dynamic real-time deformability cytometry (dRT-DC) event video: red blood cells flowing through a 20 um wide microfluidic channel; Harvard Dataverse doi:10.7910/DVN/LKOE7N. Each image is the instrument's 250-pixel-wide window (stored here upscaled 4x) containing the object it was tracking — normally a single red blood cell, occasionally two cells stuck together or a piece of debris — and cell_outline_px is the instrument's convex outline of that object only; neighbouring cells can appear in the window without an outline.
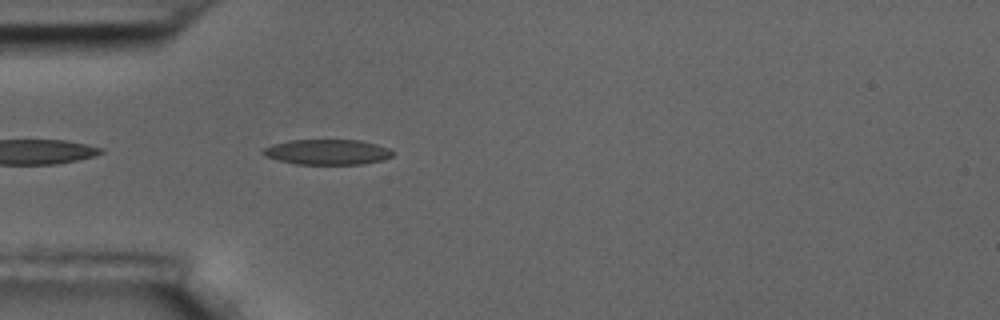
{"species": "common noctule bat (a hibernating species)", "species_latin": "Nyctalus noctula", "temperature_condition": "room temperature", "stored_images_in_passage": 42, "camera_frame_rate_fps": 3000, "um_per_image_px": 0.085, "animal": {"sex": "male", "body_mass_g": 17.5, "forearm_length_mm": 52.3}, "frame": {"image": 1, "passage_image": 3, "time_ms": 0.667, "image_size_px": [1000, 320], "cell_outline_px": [[392, 156], [384, 160], [360, 164], [296, 164], [264, 156], [260, 152], [264, 148], [272, 144], [288, 140], [360, 140], [376, 144], [388, 148], [392, 152]], "centroid_in_image_um": [27.79, 12.92], "position_along_channel_um": 57.2, "area_um2": 19.07}}
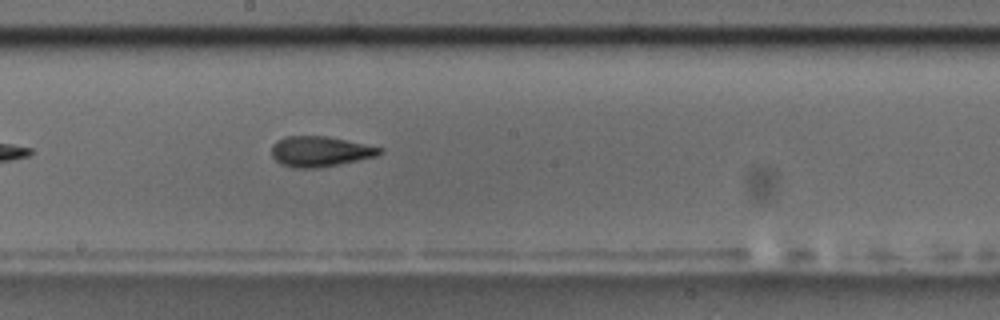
{"frame": {"image": 2, "passage_image": 17, "time_ms": 5.333, "image_size_px": [1000, 320], "cell_outline_px": [[384, 152], [376, 156], [320, 168], [296, 168], [280, 164], [272, 156], [272, 144], [276, 140], [284, 136], [328, 136], [384, 148]], "centroid_in_image_um": [27.2, 12.87], "position_along_channel_um": 221.0, "area_um2": 19.25}}
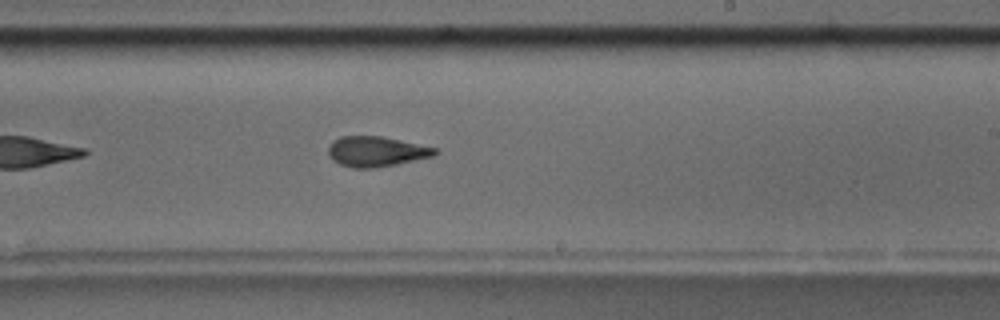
{"frame": {"image": 3, "passage_image": 20, "time_ms": 6.333, "image_size_px": [1000, 320], "cell_outline_px": [[440, 152], [432, 156], [396, 164], [372, 168], [352, 168], [340, 164], [332, 160], [328, 156], [328, 148], [332, 140], [340, 136], [380, 136], [400, 140], [436, 148]], "centroid_in_image_um": [31.93, 12.87], "position_along_channel_um": 257.1, "area_um2": 18.73}, "authors_computed_cell_mechanics": {"area_um2": 19.0162, "velocity_mm_per_s": 3.6129, "shape_relaxation_time_tau1_ms": 5.3564, "shape_relaxation_time_tau2_ms": 1.8709, "deformation_change_tau1": 0.1737, "deformation_change_tau2": 0.0922}}